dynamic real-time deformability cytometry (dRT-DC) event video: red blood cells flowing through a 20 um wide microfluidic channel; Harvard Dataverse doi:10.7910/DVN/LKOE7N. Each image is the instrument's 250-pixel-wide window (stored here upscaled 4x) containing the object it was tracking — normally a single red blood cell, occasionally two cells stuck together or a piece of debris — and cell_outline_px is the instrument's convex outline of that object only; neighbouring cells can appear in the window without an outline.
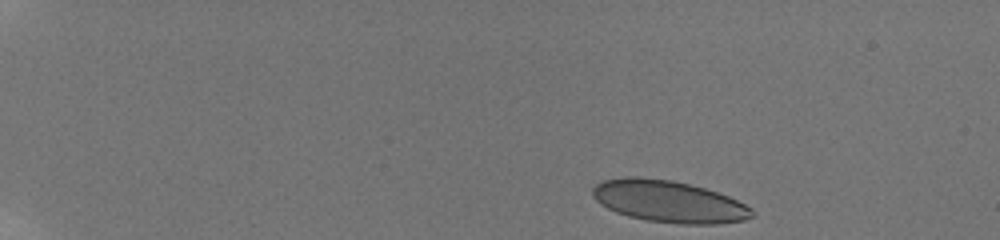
{"species": "human", "species_latin": "Homo sapiens", "temperature_condition": "room temperature", "stored_images_in_passage": 48, "camera_frame_rate_fps": 3000, "um_per_image_px": 0.085, "donor": {"sex": "male"}, "frame": {"image": 1, "passage_image": 1, "time_ms": 0.0, "image_size_px": [1000, 240], "cell_outline_px": [[756, 216], [744, 220], [716, 224], [680, 224], [648, 220], [628, 216], [616, 212], [600, 204], [592, 196], [592, 188], [600, 180], [624, 176], [636, 176], [672, 180], [704, 188], [728, 196], [752, 208], [756, 212]], "centroid_in_image_um": [56.83, 17.12], "position_along_channel_um": 28.2, "area_um2": 39.07}}
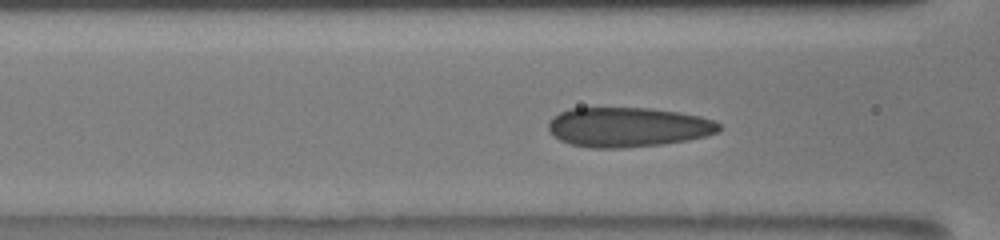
{"frame": {"image": 2, "passage_image": 18, "time_ms": 5.667, "image_size_px": [1000, 240], "cell_outline_px": [[720, 132], [688, 140], [660, 144], [624, 148], [592, 148], [572, 144], [560, 140], [548, 128], [548, 124], [552, 116], [568, 108], [648, 108], [680, 112], [700, 116], [712, 120], [720, 124]], "centroid_in_image_um": [53.38, 10.8], "position_along_channel_um": 113.2, "area_um2": 39.36}}
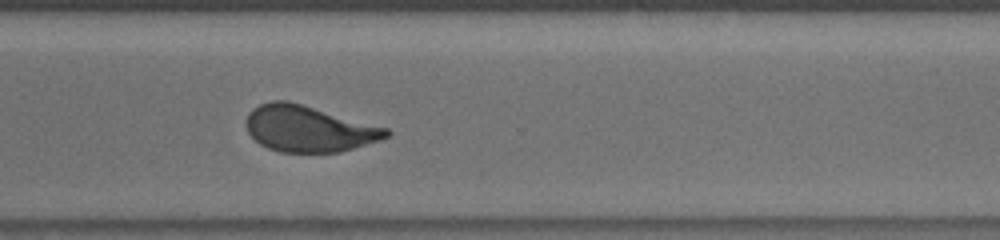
{"frame": {"image": 3, "passage_image": 36, "time_ms": 11.667, "image_size_px": [1000, 240], "cell_outline_px": [[392, 132], [388, 136], [380, 140], [340, 152], [280, 152], [268, 148], [260, 144], [248, 132], [248, 112], [252, 108], [260, 104], [272, 100], [284, 100], [300, 104], [388, 128]], "centroid_in_image_um": [26.24, 10.95], "position_along_channel_um": 344.4, "area_um2": 37.22}, "authors_computed_cell_mechanics": {"area_um2": 38.6393, "velocity_mm_per_s": 3.8594, "shape_relaxation_time_tau1_ms": 4.893, "shape_relaxation_time_tau2_ms": null, "deformation_change_tau1": 0.1512, "deformation_change_tau2": null}}